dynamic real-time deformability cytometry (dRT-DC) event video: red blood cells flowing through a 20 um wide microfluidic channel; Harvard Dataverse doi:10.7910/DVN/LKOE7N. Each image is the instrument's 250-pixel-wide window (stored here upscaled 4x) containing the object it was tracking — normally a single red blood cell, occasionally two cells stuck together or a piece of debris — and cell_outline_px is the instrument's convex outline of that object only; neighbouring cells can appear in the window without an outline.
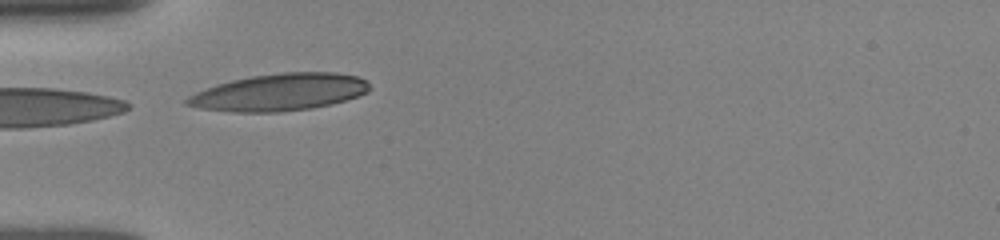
{"species": "human", "species_latin": "Homo sapiens", "temperature_condition": "room temperature", "stored_images_in_passage": 6, "camera_frame_rate_fps": 3000, "um_per_image_px": 0.085, "donor": {"sex": "female"}, "frame": {"image": 1, "passage_image": 4, "time_ms": 3.0, "image_size_px": [1000, 240], "cell_outline_px": [[372, 88], [368, 92], [360, 96], [332, 104], [312, 108], [280, 112], [232, 112], [200, 108], [184, 104], [184, 100], [188, 96], [196, 92], [216, 84], [232, 80], [252, 76], [280, 72], [336, 72], [360, 76]], "centroid_in_image_um": [23.78, 7.84], "position_along_channel_um": 61.2, "area_um2": 39.77}}